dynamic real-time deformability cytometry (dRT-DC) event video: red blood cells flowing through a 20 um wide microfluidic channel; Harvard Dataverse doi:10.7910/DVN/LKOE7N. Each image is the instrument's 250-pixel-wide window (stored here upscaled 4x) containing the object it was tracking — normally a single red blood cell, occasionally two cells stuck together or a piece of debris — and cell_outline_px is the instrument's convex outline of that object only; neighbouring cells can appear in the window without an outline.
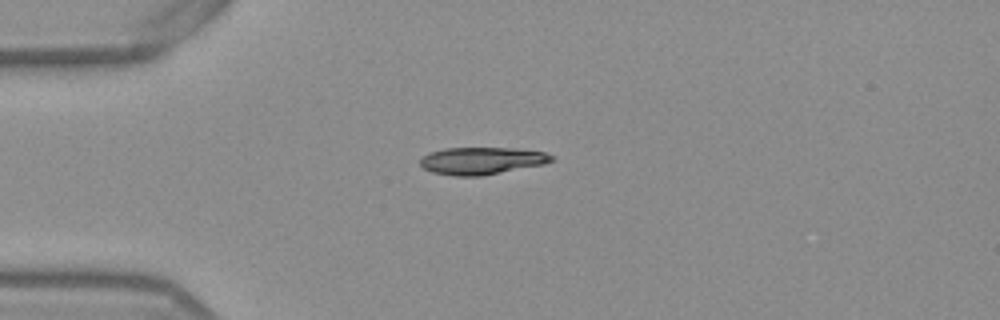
{"species": "Egyptian fruit bat (a non-hibernating species)", "species_latin": "Rousettus aegyptiacus", "temperature_condition": "warm", "stored_images_in_passage": 40, "camera_frame_rate_fps": 3000, "um_per_image_px": 0.085, "frame": {"image": 1, "passage_image": 1, "time_ms": 0.0, "image_size_px": [1000, 320], "cell_outline_px": [[556, 160], [544, 164], [480, 176], [452, 176], [432, 172], [424, 168], [420, 164], [420, 160], [428, 152], [444, 148], [516, 148], [544, 152], [556, 156]], "centroid_in_image_um": [40.97, 13.66], "position_along_channel_um": 44.0, "area_um2": 20.98}}
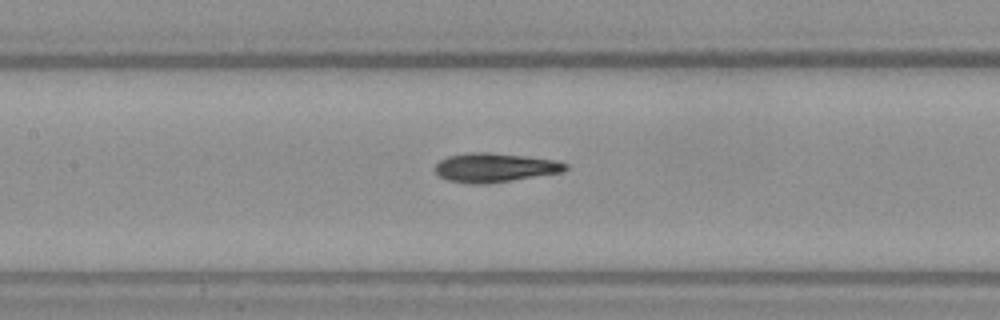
{"frame": {"image": 2, "passage_image": 12, "time_ms": 3.667, "image_size_px": [1000, 320], "cell_outline_px": [[568, 168], [564, 172], [488, 184], [468, 184], [448, 180], [440, 176], [436, 172], [436, 164], [440, 160], [448, 156], [472, 152], [488, 152], [524, 156], [556, 160], [568, 164]], "centroid_in_image_um": [42.09, 14.25], "position_along_channel_um": 165.3, "area_um2": 22.14}}
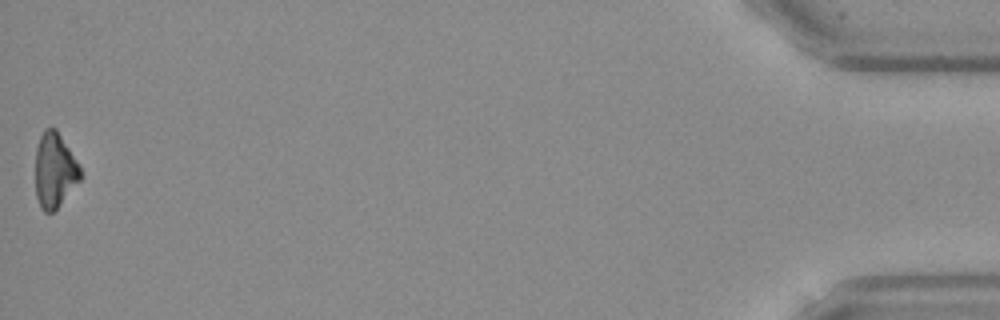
{"frame": {"image": 3, "passage_image": 40, "time_ms": 13.0, "image_size_px": [1000, 320], "cell_outline_px": [[84, 176], [56, 208], [52, 212], [44, 212], [40, 208], [36, 196], [36, 148], [40, 136], [44, 128], [56, 128], [76, 160]], "centroid_in_image_um": [4.64, 14.47], "position_along_channel_um": 430.6, "area_um2": 19.54}, "authors_computed_cell_mechanics": {"area_um2": 21.5883, "velocity_mm_per_s": 3.8825, "shape_relaxation_time_tau1_ms": 4.375, "shape_relaxation_time_tau2_ms": 2.5161, "deformation_change_tau1": 0.1679, "deformation_change_tau2": 0.0852}}